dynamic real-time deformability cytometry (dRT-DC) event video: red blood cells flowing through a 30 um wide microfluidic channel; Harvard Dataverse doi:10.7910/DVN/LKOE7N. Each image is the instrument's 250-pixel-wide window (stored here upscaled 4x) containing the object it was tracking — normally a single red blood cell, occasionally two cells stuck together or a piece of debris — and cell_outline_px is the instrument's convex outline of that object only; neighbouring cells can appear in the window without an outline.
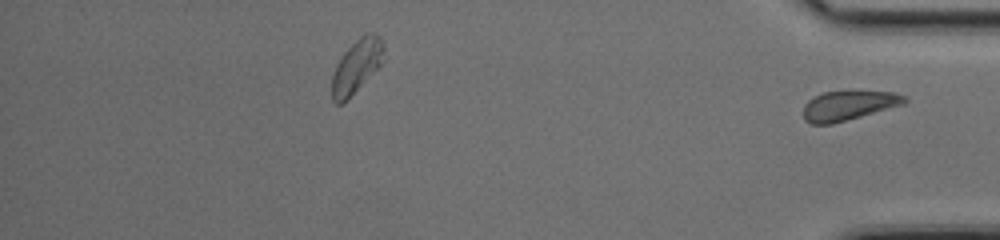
{"species": "common noctule bat (a hibernating species)", "species_latin": "Nyctalus noctula", "temperature_condition": "cold", "stored_images_in_passage": 34, "segment_of_instrument_passage": [2, 2], "camera_frame_rate_fps": 3000, "um_per_image_px": 0.085, "animal": {"sex": "female", "body_mass_g": 17.0, "forearm_length_mm": 48.0}, "frame": {"image": 1, "passage_image": 34, "time_ms": 11.0, "image_size_px": [1000, 240], "cell_outline_px": [[908, 100], [904, 104], [832, 124], [812, 124], [804, 120], [804, 104], [812, 96], [824, 92], [848, 88], [896, 92], [904, 96]], "centroid_in_image_um": [72.13, 8.9], "position_along_channel_um": 363.1, "area_um2": 18.21}}